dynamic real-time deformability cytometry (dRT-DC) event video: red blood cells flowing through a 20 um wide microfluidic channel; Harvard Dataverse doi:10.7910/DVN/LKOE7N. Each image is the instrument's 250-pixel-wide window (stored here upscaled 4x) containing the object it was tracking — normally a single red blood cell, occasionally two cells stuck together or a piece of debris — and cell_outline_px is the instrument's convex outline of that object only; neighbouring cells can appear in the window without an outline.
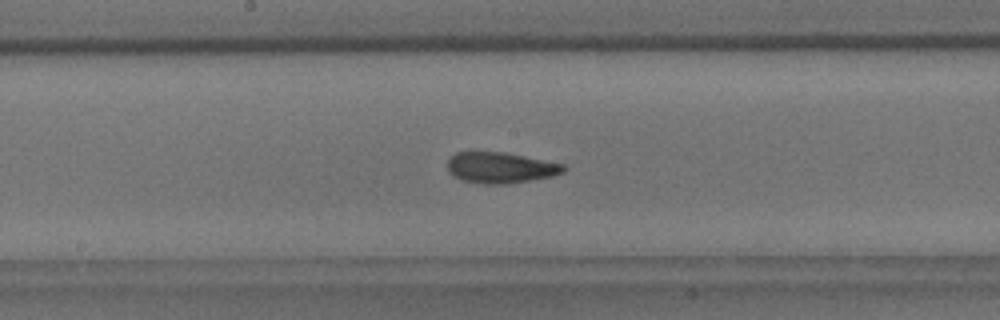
{"species": "common noctule bat (a hibernating species)", "species_latin": "Nyctalus noctula", "temperature_condition": "room temperature", "stored_images_in_passage": 59, "camera_frame_rate_fps": 3000, "um_per_image_px": 0.085, "animal": {"sex": "male", "body_mass_g": 18.8}, "frame": {"image": 1, "passage_image": 30, "time_ms": 9.667, "image_size_px": [1000, 320], "cell_outline_px": [[568, 168], [564, 172], [552, 176], [508, 184], [484, 184], [464, 180], [448, 172], [448, 156], [456, 152], [504, 152], [564, 164]], "centroid_in_image_um": [42.55, 14.25], "position_along_channel_um": 205.7, "area_um2": 20.87}}
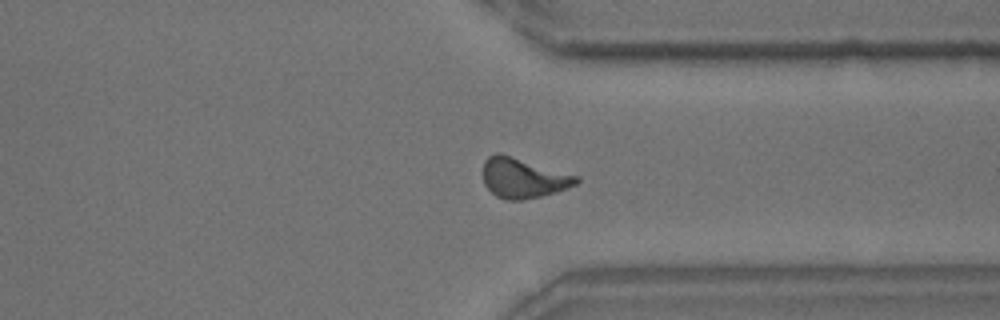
{"frame": {"image": 2, "passage_image": 44, "time_ms": 14.333, "image_size_px": [1000, 320], "cell_outline_px": [[580, 180], [576, 184], [556, 192], [540, 196], [520, 200], [504, 200], [496, 196], [484, 184], [484, 160], [488, 156], [496, 152], [500, 152], [580, 176]], "centroid_in_image_um": [44.48, 15.11], "position_along_channel_um": 366.9, "area_um2": 21.85}}
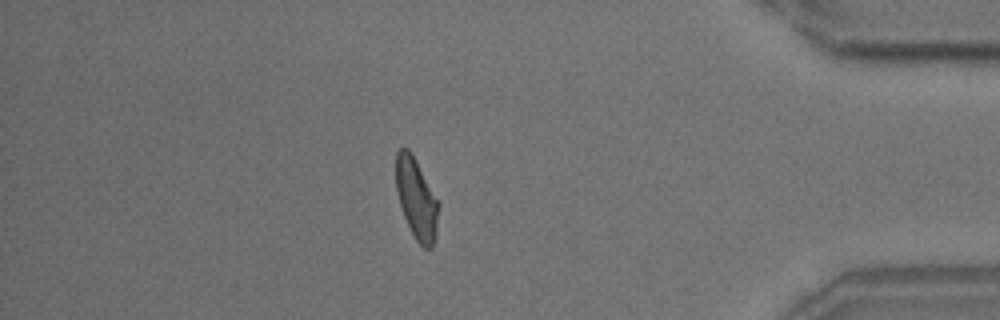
{"frame": {"image": 3, "passage_image": 50, "time_ms": 16.333, "image_size_px": [1000, 320], "cell_outline_px": [[440, 204], [436, 236], [432, 248], [424, 248], [416, 240], [404, 216], [400, 204], [396, 188], [396, 152], [400, 148], [408, 148], [412, 152]], "centroid_in_image_um": [35.41, 16.88], "position_along_channel_um": 399.8, "area_um2": 20.06}, "authors_computed_cell_mechanics": {"area_um2": 20.808, "velocity_mm_per_s": 3.4682, "shape_relaxation_time_tau1_ms": 7.0076, "shape_relaxation_time_tau2_ms": 1.9915, "deformation_change_tau1": 0.1944, "deformation_change_tau2": 0.1008}}